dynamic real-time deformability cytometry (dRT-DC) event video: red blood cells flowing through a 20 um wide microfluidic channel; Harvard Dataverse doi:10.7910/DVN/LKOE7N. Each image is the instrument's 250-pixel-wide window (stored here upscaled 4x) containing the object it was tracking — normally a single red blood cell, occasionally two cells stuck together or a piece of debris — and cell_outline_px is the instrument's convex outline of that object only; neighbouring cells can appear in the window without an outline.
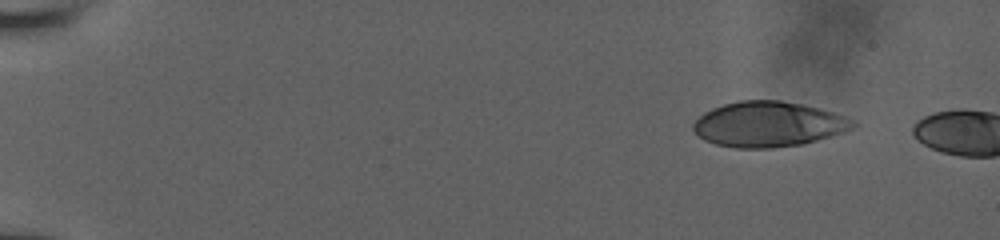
{"species": "human", "species_latin": "Homo sapiens", "temperature_condition": "room temperature", "stored_images_in_passage": 3, "camera_frame_rate_fps": 3000, "um_per_image_px": 0.085, "donor": {"sex": "male"}, "frame": {"image": 1, "passage_image": 1, "time_ms": 0.0, "image_size_px": [1000, 240], "cell_outline_px": [[856, 124], [852, 128], [844, 132], [804, 144], [772, 148], [736, 148], [716, 144], [704, 140], [692, 128], [692, 124], [704, 112], [712, 108], [724, 104], [740, 100], [780, 100], [820, 108], [844, 116], [852, 120]], "centroid_in_image_um": [65.3, 10.56], "position_along_channel_um": 19.7, "area_um2": 42.02}}